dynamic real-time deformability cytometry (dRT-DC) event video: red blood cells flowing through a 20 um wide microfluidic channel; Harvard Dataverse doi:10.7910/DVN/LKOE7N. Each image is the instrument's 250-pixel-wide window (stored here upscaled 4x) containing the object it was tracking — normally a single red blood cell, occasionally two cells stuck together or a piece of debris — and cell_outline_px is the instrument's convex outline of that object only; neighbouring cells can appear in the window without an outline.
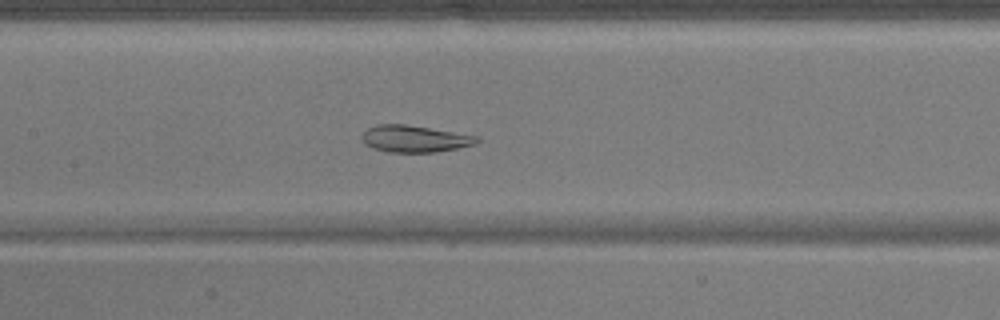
{"species": "common noctule bat (a hibernating species)", "species_latin": "Nyctalus noctula", "temperature_condition": "warm", "stored_images_in_passage": 45, "camera_frame_rate_fps": 3000, "um_per_image_px": 0.085, "animal": {"sex": "male", "body_mass_g": 17.9}, "frame": {"image": 1, "passage_image": 19, "time_ms": 6.0, "image_size_px": [1000, 320], "cell_outline_px": [[480, 140], [476, 144], [436, 152], [388, 152], [372, 148], [364, 144], [364, 132], [368, 128], [376, 124], [404, 124], [480, 136]], "centroid_in_image_um": [35.27, 11.8], "position_along_channel_um": 172.1, "area_um2": 17.86}}
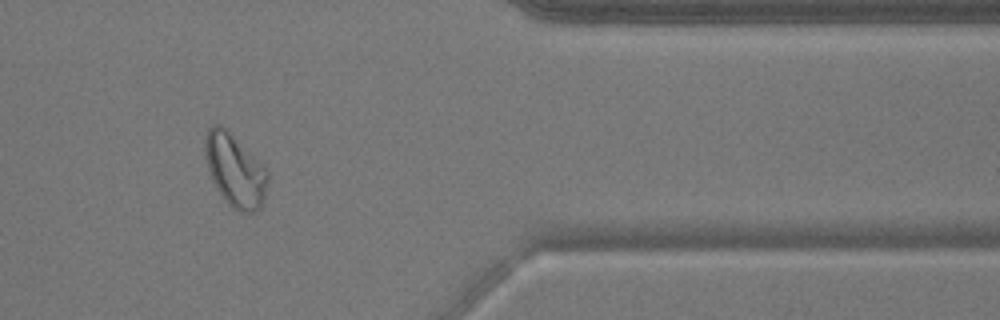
{"frame": {"image": 2, "passage_image": 37, "time_ms": 12.0, "image_size_px": [1000, 320], "cell_outline_px": [[268, 180], [264, 200], [260, 208], [252, 212], [240, 212], [232, 208], [228, 204], [216, 188], [212, 180], [204, 156], [204, 136], [208, 128], [212, 124], [220, 124], [268, 172]], "centroid_in_image_um": [19.93, 14.51], "position_along_channel_um": 391.5, "area_um2": 26.07}}
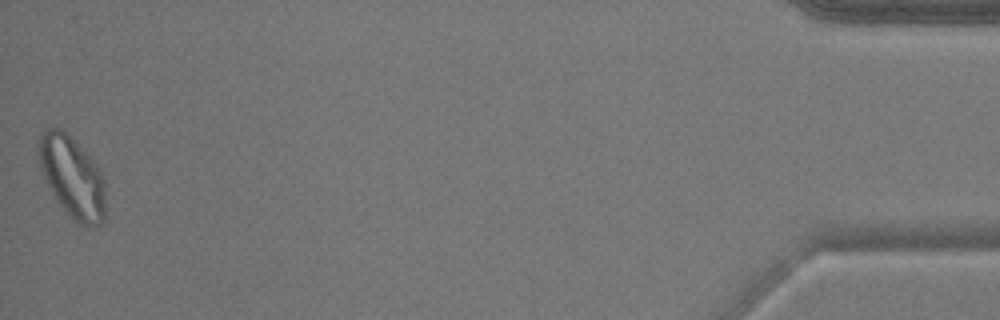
{"frame": {"image": 3, "passage_image": 45, "time_ms": 14.667, "image_size_px": [1000, 320], "cell_outline_px": [[104, 220], [100, 224], [92, 228], [80, 224], [56, 200], [40, 168], [36, 148], [40, 136], [48, 128], [60, 128], [92, 160], [100, 172], [104, 180]], "centroid_in_image_um": [6.11, 15.06], "position_along_channel_um": 429.1, "area_um2": 30.87}}